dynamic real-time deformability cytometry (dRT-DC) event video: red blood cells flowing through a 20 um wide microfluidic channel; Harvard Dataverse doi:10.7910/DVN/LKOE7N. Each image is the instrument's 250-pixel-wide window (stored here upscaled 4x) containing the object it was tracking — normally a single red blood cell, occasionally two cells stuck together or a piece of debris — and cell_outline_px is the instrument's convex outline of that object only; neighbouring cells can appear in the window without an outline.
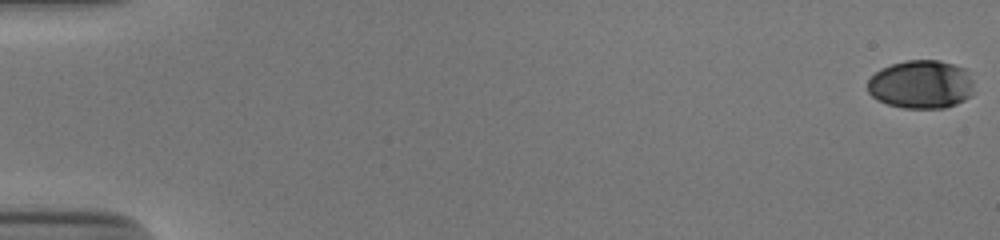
{"species": "human", "species_latin": "Homo sapiens", "temperature_condition": "cold", "stored_images_in_passage": 54, "camera_frame_rate_fps": 3000, "um_per_image_px": 0.085, "donor": {"sex": "male"}, "frame": {"image": 1, "passage_image": 1, "time_ms": 0.0, "image_size_px": [1000, 240], "cell_outline_px": [[972, 96], [956, 104], [944, 108], [904, 108], [888, 104], [876, 100], [868, 92], [868, 80], [880, 68], [904, 60], [940, 60], [964, 68], [972, 80]], "centroid_in_image_um": [78.28, 7.18], "position_along_channel_um": 6.7, "area_um2": 30.11}}
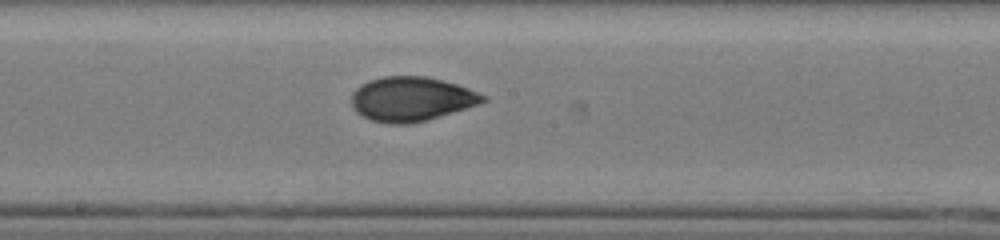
{"frame": {"image": 2, "passage_image": 31, "time_ms": 10.0, "image_size_px": [1000, 240], "cell_outline_px": [[488, 100], [428, 120], [408, 124], [388, 124], [372, 120], [356, 112], [352, 108], [352, 92], [356, 88], [368, 80], [384, 76], [424, 76], [456, 84], [468, 88], [488, 96]], "centroid_in_image_um": [34.94, 8.41], "position_along_channel_um": 213.3, "area_um2": 33.81}}
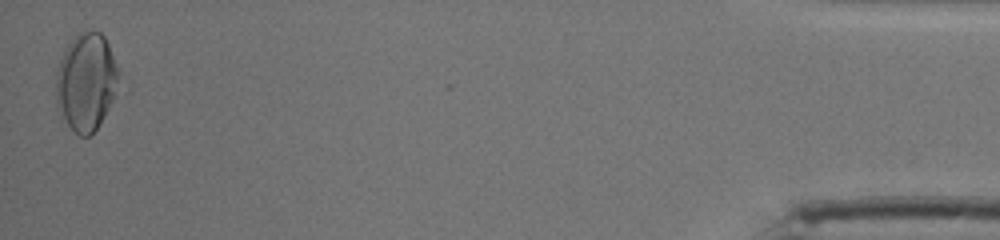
{"frame": {"image": 3, "passage_image": 54, "time_ms": 17.667, "image_size_px": [1000, 240], "cell_outline_px": [[120, 72], [112, 100], [108, 108], [96, 128], [88, 136], [80, 136], [68, 124], [56, 108], [56, 72], [60, 60], [68, 44], [80, 32], [100, 32], [104, 36], [108, 44]], "centroid_in_image_um": [7.3, 6.95], "position_along_channel_um": 427.9, "area_um2": 35.03}, "authors_computed_cell_mechanics": {"area_um2": 32.5125, "velocity_mm_per_s": 3.8808, "shape_relaxation_time_tau1_ms": 3.5619, "shape_relaxation_time_tau2_ms": 1.6119, "deformation_change_tau1": 0.1473, "deformation_change_tau2": 0.0534}}